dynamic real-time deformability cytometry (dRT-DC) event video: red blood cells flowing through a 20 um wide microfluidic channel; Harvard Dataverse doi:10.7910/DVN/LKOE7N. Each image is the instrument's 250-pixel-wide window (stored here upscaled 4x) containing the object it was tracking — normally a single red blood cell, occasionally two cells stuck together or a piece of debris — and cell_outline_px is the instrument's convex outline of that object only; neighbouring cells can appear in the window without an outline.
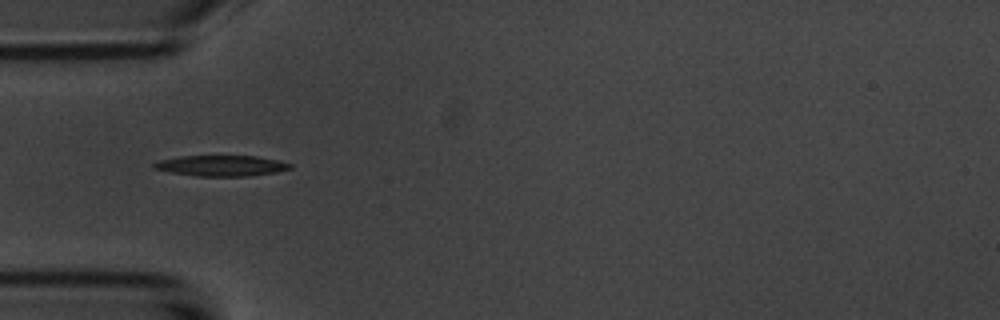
{"species": "common noctule bat (a hibernating species)", "species_latin": "Nyctalus noctula", "temperature_condition": "room temperature", "stored_images_in_passage": 6, "camera_frame_rate_fps": 3000, "um_per_image_px": 0.085, "animal": {"sex": "male", "body_mass_g": 20.1, "forearm_length_mm": 53.5}, "frame": {"image": 1, "passage_image": 2, "time_ms": 1.0, "image_size_px": [1000, 320], "cell_outline_px": [[292, 168], [276, 172], [248, 176], [196, 176], [172, 172], [152, 168], [152, 164], [156, 160], [180, 156], [256, 156], [280, 160], [292, 164]], "centroid_in_image_um": [18.8, 14.08], "position_along_channel_um": 66.2, "area_um2": 16.53}}
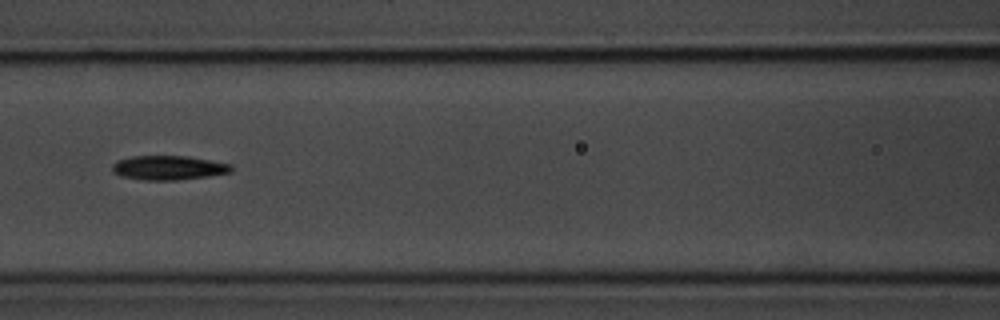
{"frame": {"image": 2, "passage_image": 4, "time_ms": 3.333, "image_size_px": [1000, 320], "cell_outline_px": [[232, 172], [208, 176], [176, 180], [144, 180], [120, 176], [112, 172], [112, 164], [116, 160], [132, 156], [188, 156], [232, 164]], "centroid_in_image_um": [14.3, 14.25], "position_along_channel_um": 152.3, "area_um2": 16.94}}
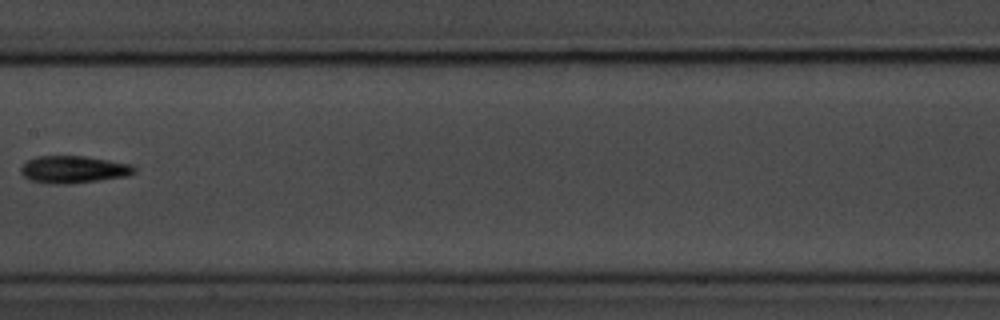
{"frame": {"image": 3, "passage_image": 5, "time_ms": 4.667, "image_size_px": [1000, 320], "cell_outline_px": [[136, 172], [128, 176], [64, 184], [52, 184], [32, 180], [24, 176], [20, 172], [20, 168], [28, 160], [36, 156], [84, 156], [132, 164], [136, 168]], "centroid_in_image_um": [6.26, 14.39], "position_along_channel_um": 201.1, "area_um2": 17.86}}